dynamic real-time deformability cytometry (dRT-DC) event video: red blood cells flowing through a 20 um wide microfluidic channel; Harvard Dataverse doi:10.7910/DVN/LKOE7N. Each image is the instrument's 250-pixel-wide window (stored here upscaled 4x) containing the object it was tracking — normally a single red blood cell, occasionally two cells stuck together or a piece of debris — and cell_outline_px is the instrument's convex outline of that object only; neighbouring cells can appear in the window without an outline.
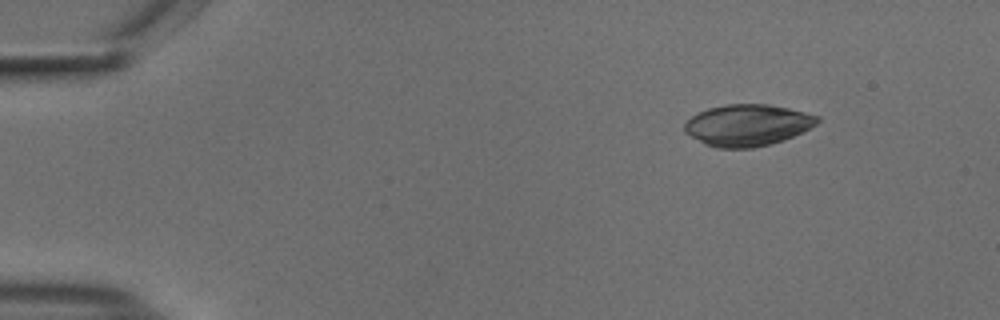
{"species": "common noctule bat (a hibernating species)", "species_latin": "Nyctalus noctula", "temperature_condition": "cold", "stored_images_in_passage": 16, "camera_frame_rate_fps": 3000, "um_per_image_px": 0.085, "animal": {"sex": "male", "body_mass_g": 18.8}, "frame": {"image": 1, "passage_image": 1, "time_ms": 0.0, "image_size_px": [1000, 320], "cell_outline_px": [[820, 120], [816, 124], [784, 140], [752, 148], [716, 148], [704, 144], [684, 132], [684, 124], [692, 116], [708, 108], [724, 104], [768, 104], [788, 108], [820, 116]], "centroid_in_image_um": [63.51, 10.63], "position_along_channel_um": 21.5, "area_um2": 32.02}}
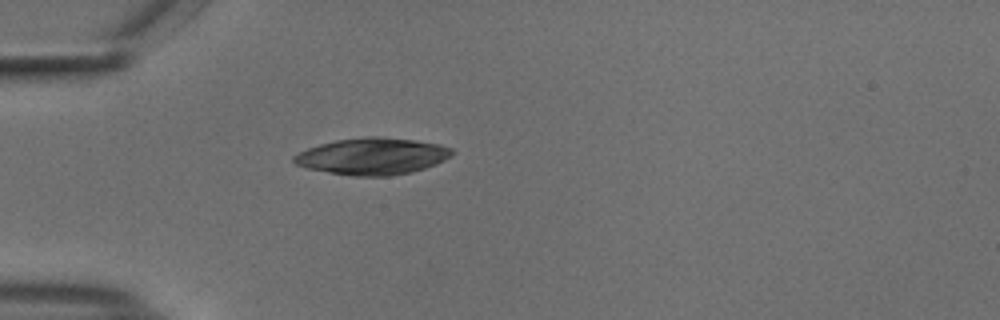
{"frame": {"image": 2, "passage_image": 10, "time_ms": 3.0, "image_size_px": [1000, 320], "cell_outline_px": [[456, 152], [452, 156], [436, 164], [412, 172], [388, 176], [352, 176], [328, 172], [308, 168], [296, 164], [292, 160], [292, 156], [308, 148], [320, 144], [336, 140], [364, 136], [380, 136], [412, 140], [440, 144], [452, 148]], "centroid_in_image_um": [31.68, 13.28], "position_along_channel_um": 53.3, "area_um2": 33.93}}